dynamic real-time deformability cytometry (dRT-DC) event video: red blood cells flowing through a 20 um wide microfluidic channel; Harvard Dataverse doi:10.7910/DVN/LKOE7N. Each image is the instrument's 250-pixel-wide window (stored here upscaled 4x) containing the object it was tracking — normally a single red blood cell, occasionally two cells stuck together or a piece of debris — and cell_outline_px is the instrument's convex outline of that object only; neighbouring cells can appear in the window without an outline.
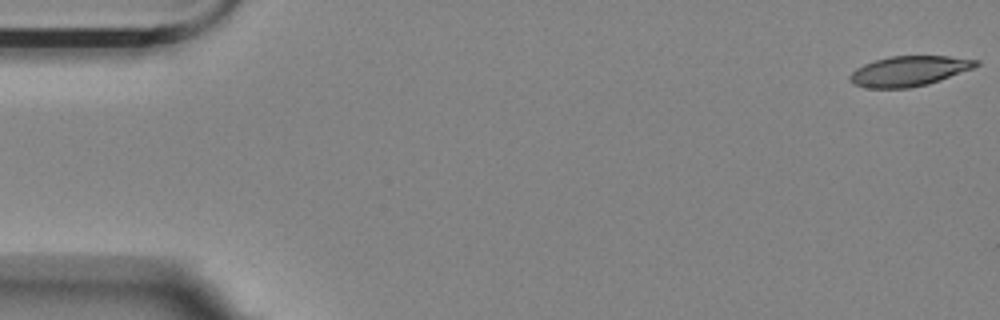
{"species": "Egyptian fruit bat (a non-hibernating species)", "species_latin": "Rousettus aegyptiacus", "temperature_condition": "room temperature", "stored_images_in_passage": 5, "camera_frame_rate_fps": 3000, "um_per_image_px": 0.085, "animal": {"sex": "female"}, "frame": {"image": 1, "passage_image": 1, "time_ms": 0.0, "image_size_px": [1000, 320], "cell_outline_px": [[980, 64], [972, 68], [940, 80], [928, 84], [908, 88], [868, 88], [852, 84], [848, 80], [848, 76], [856, 68], [864, 64], [876, 60], [892, 56], [948, 56], [980, 60]], "centroid_in_image_um": [77.24, 6.04], "position_along_channel_um": 7.8, "area_um2": 22.08}}
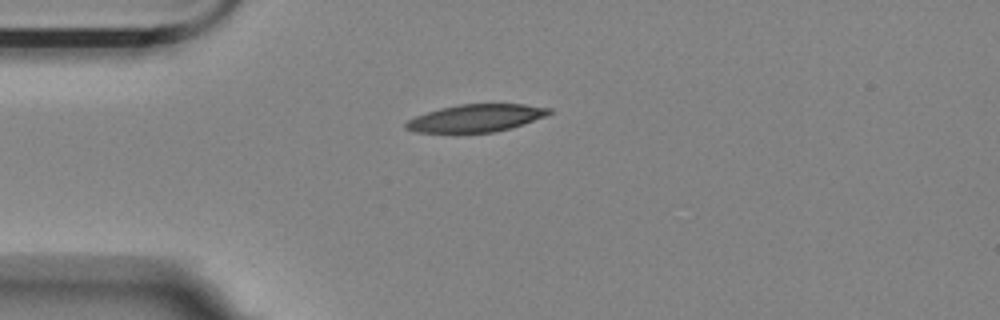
{"frame": {"image": 2, "passage_image": 5, "time_ms": 1.333, "image_size_px": [1000, 320], "cell_outline_px": [[552, 112], [544, 116], [508, 128], [492, 132], [456, 136], [416, 132], [404, 128], [404, 124], [408, 120], [416, 116], [440, 108], [460, 104], [524, 104], [552, 108]], "centroid_in_image_um": [40.34, 10.08], "position_along_channel_um": 44.7, "area_um2": 23.58}}